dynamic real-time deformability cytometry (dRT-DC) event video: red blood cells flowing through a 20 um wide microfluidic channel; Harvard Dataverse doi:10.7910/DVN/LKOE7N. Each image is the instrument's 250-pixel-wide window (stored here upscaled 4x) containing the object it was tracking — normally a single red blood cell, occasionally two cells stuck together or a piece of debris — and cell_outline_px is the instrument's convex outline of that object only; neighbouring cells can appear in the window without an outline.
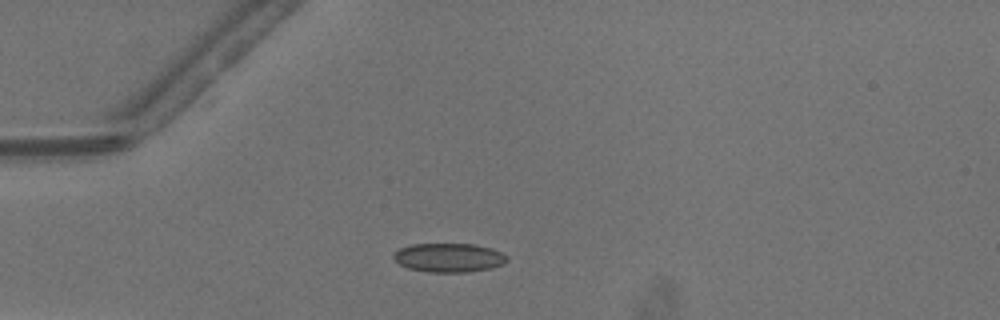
{"species": "common noctule bat (a hibernating species)", "species_latin": "Nyctalus noctula", "temperature_condition": "warm", "stored_images_in_passage": 26, "camera_frame_rate_fps": 3000, "um_per_image_px": 0.085, "animal": {"sex": "male", "body_mass_g": 13.3}, "frame": {"image": 1, "passage_image": 1, "time_ms": 0.0, "image_size_px": [1000, 320], "cell_outline_px": [[508, 260], [504, 264], [488, 268], [468, 272], [428, 272], [408, 268], [400, 264], [392, 256], [400, 248], [412, 244], [472, 244], [492, 248], [508, 256]], "centroid_in_image_um": [38.17, 21.9], "position_along_channel_um": 46.8, "area_um2": 19.02}}
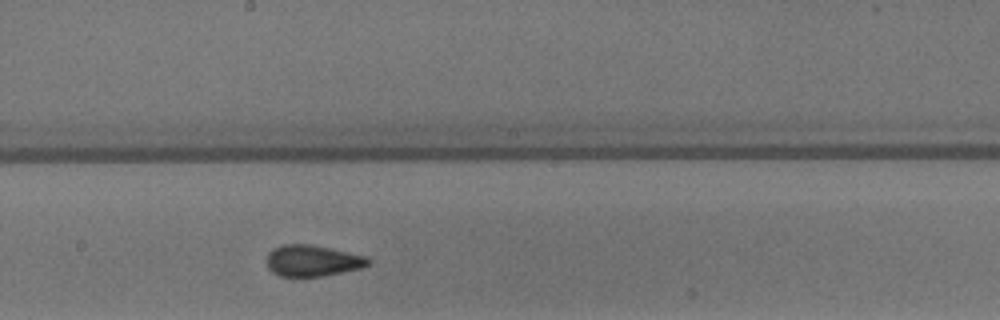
{"frame": {"image": 2, "passage_image": 15, "time_ms": 4.667, "image_size_px": [1000, 320], "cell_outline_px": [[372, 260], [364, 268], [324, 276], [280, 276], [272, 272], [268, 268], [268, 252], [272, 248], [284, 244], [312, 244], [368, 256]], "centroid_in_image_um": [26.61, 22.15], "position_along_channel_um": 221.6, "area_um2": 18.73}}
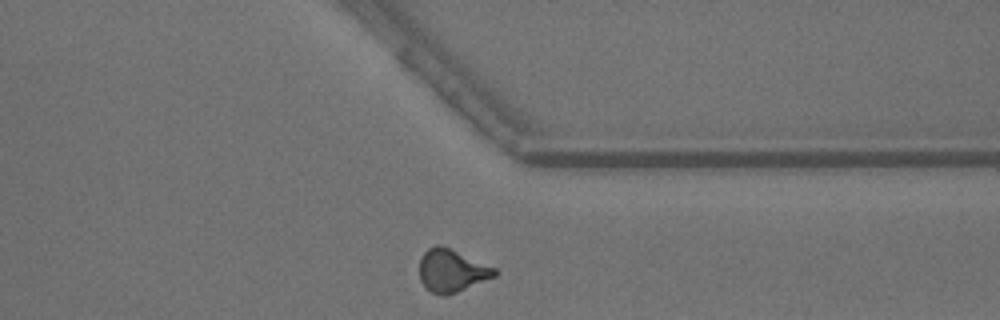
{"frame": {"image": 3, "passage_image": 26, "time_ms": 8.333, "image_size_px": [1000, 320], "cell_outline_px": [[496, 276], [448, 296], [444, 296], [432, 292], [424, 288], [420, 280], [420, 256], [428, 248], [436, 244], [440, 244], [496, 268]], "centroid_in_image_um": [38.37, 23.01], "position_along_channel_um": 373.0, "area_um2": 18.79}, "authors_computed_cell_mechanics": {"area_um2": 18.6405, "velocity_mm_per_s": 4.1868, "shape_relaxation_time_tau1_ms": 8.4343, "shape_relaxation_time_tau2_ms": 0.8921, "deformation_change_tau1": 0.1658, "deformation_change_tau2": 0.066}}